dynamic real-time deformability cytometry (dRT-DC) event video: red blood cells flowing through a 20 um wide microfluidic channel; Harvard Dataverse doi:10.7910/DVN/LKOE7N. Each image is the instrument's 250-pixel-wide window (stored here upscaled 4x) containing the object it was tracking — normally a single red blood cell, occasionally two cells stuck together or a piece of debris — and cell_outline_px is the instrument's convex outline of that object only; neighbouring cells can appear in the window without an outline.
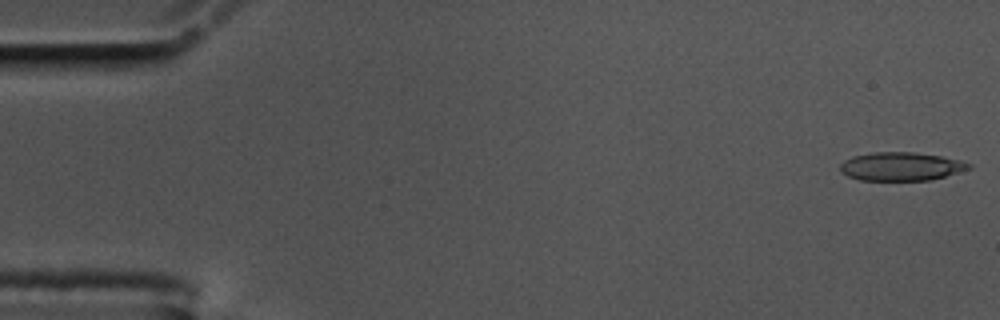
{"species": "common noctule bat (a hibernating species)", "species_latin": "Nyctalus noctula", "temperature_condition": "cold", "stored_images_in_passage": 57, "camera_frame_rate_fps": 3000, "um_per_image_px": 0.085, "animal": {"sex": "male", "body_mass_g": 17.5, "forearm_length_mm": 52.3}, "frame": {"image": 1, "passage_image": 1, "time_ms": 0.0, "image_size_px": [1000, 320], "cell_outline_px": [[972, 168], [932, 180], [860, 180], [848, 176], [840, 172], [840, 164], [844, 160], [852, 156], [872, 152], [912, 152], [940, 156], [960, 160], [972, 164]], "centroid_in_image_um": [76.58, 14.15], "position_along_channel_um": 8.4, "area_um2": 21.39}}
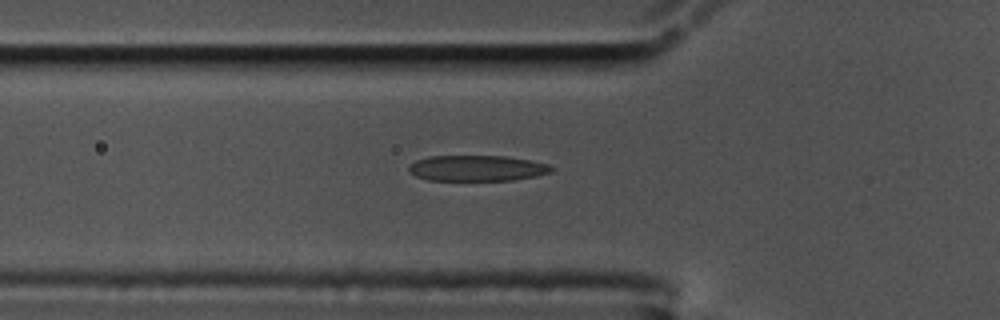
{"frame": {"image": 2, "passage_image": 19, "time_ms": 6.0, "image_size_px": [1000, 320], "cell_outline_px": [[556, 168], [552, 172], [536, 176], [512, 180], [428, 180], [416, 176], [408, 172], [408, 164], [416, 160], [428, 156], [504, 156], [532, 160], [548, 164]], "centroid_in_image_um": [40.55, 14.29], "position_along_channel_um": 85.3, "area_um2": 21.62}}
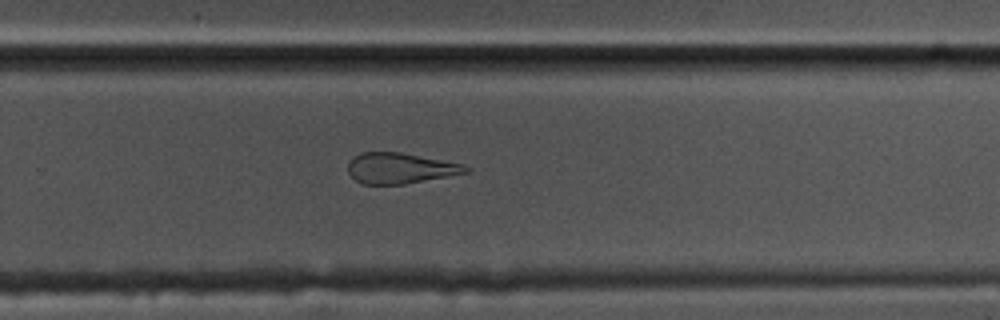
{"frame": {"image": 3, "passage_image": 37, "time_ms": 12.0, "image_size_px": [1000, 320], "cell_outline_px": [[472, 172], [404, 184], [364, 184], [356, 180], [348, 172], [348, 164], [360, 152], [400, 152], [464, 164], [472, 168]], "centroid_in_image_um": [34.08, 14.3], "position_along_channel_um": 295.7, "area_um2": 21.04}, "authors_computed_cell_mechanics": {"area_um2": 22.5998, "velocity_mm_per_s": 3.5028, "shape_relaxation_time_tau1_ms": 7.0523, "shape_relaxation_time_tau2_ms": 2.2134, "deformation_change_tau1": 0.2084, "deformation_change_tau2": 0.1283}}